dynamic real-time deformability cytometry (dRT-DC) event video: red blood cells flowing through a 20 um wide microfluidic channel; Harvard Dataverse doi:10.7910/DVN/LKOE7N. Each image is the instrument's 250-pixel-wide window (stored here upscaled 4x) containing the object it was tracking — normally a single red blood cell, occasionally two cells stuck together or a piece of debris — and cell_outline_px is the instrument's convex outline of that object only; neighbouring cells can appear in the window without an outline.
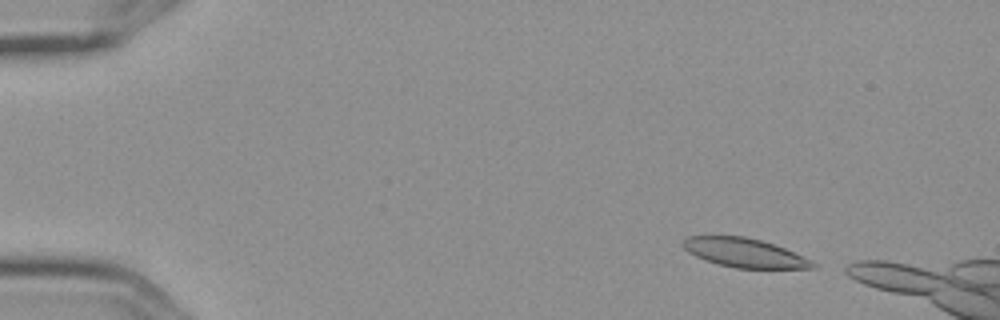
{"species": "Egyptian fruit bat (a non-hibernating species)", "species_latin": "Rousettus aegyptiacus", "temperature_condition": "cold", "stored_images_in_passage": 7, "segment_of_instrument_passage": [1, 2], "camera_frame_rate_fps": 3000, "um_per_image_px": 0.085, "frame": {"image": 1, "passage_image": 2, "time_ms": 0.333, "image_size_px": [1000, 320], "cell_outline_px": [[820, 264], [816, 268], [736, 268], [716, 264], [704, 260], [688, 252], [680, 244], [688, 236], [744, 236], [760, 240], [784, 248], [812, 260]], "centroid_in_image_um": [63.28, 21.49], "position_along_channel_um": 21.7, "area_um2": 21.96}}
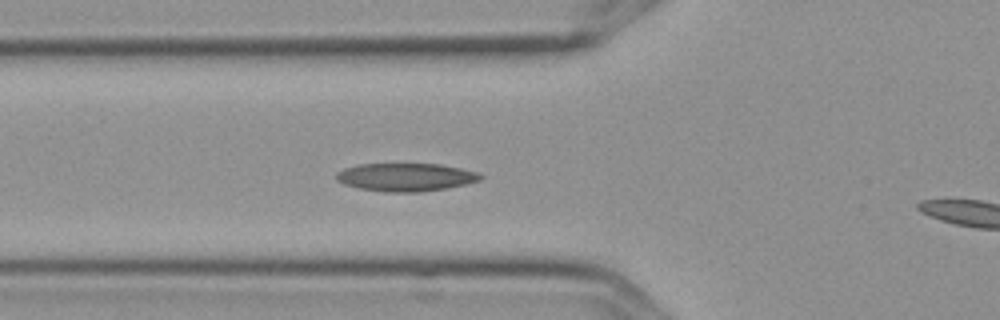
{"frame": {"image": 2, "passage_image": 6, "time_ms": 1.667, "image_size_px": [1000, 320], "cell_outline_px": [[484, 176], [480, 180], [448, 188], [420, 192], [384, 192], [360, 188], [344, 184], [336, 180], [336, 172], [344, 168], [360, 164], [440, 164], [460, 168], [476, 172]], "centroid_in_image_um": [34.47, 15.06], "position_along_channel_um": 91.3, "area_um2": 23.52}}